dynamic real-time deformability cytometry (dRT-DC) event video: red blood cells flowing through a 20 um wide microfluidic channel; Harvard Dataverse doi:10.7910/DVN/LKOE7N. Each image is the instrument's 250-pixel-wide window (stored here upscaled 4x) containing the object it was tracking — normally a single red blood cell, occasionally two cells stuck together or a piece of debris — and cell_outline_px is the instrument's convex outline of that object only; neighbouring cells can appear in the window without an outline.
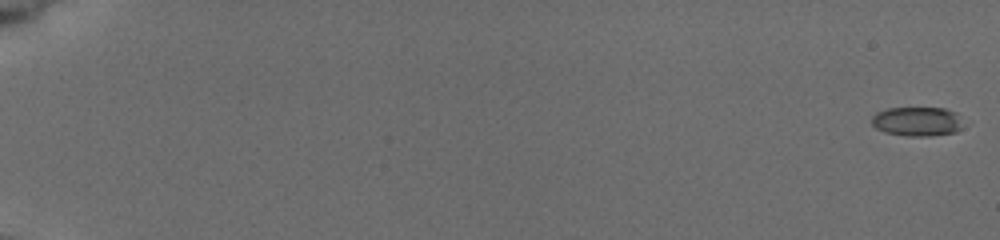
{"species": "common noctule bat (a hibernating species)", "species_latin": "Nyctalus noctula", "temperature_condition": "cold", "stored_images_in_passage": 14, "camera_frame_rate_fps": 3000, "um_per_image_px": 0.085, "animal": {"sex": "female", "body_mass_g": 19.5, "forearm_length_mm": 54.1}, "frame": {"image": 1, "passage_image": 1, "time_ms": 0.0, "image_size_px": [1000, 240], "cell_outline_px": [[960, 128], [956, 132], [928, 136], [908, 136], [884, 132], [876, 128], [872, 124], [872, 116], [876, 112], [888, 108], [944, 108], [956, 112]], "centroid_in_image_um": [77.89, 10.32], "position_along_channel_um": 7.1, "area_um2": 15.37}}
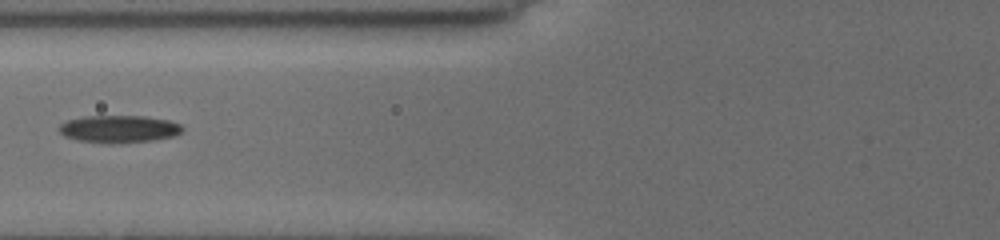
{"frame": {"image": 2, "passage_image": 10, "time_ms": 8.333, "image_size_px": [1000, 240], "cell_outline_px": [[184, 128], [180, 132], [172, 136], [152, 140], [120, 144], [108, 144], [80, 140], [64, 136], [60, 132], [60, 124], [68, 120], [84, 116], [144, 116], [168, 120], [180, 124]], "centroid_in_image_um": [10.11, 10.97], "position_along_channel_um": 115.7, "area_um2": 19.65}}
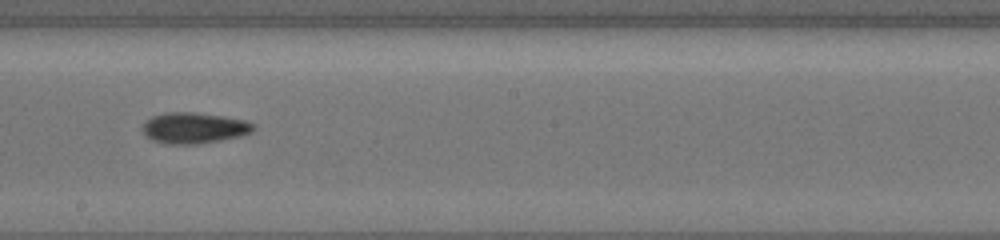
{"frame": {"image": 3, "passage_image": 13, "time_ms": 11.333, "image_size_px": [1000, 240], "cell_outline_px": [[256, 128], [240, 136], [196, 144], [164, 144], [152, 140], [144, 132], [144, 124], [152, 116], [164, 112], [196, 112], [224, 116], [244, 120], [252, 124]], "centroid_in_image_um": [16.47, 10.87], "position_along_channel_um": 231.7, "area_um2": 19.71}}